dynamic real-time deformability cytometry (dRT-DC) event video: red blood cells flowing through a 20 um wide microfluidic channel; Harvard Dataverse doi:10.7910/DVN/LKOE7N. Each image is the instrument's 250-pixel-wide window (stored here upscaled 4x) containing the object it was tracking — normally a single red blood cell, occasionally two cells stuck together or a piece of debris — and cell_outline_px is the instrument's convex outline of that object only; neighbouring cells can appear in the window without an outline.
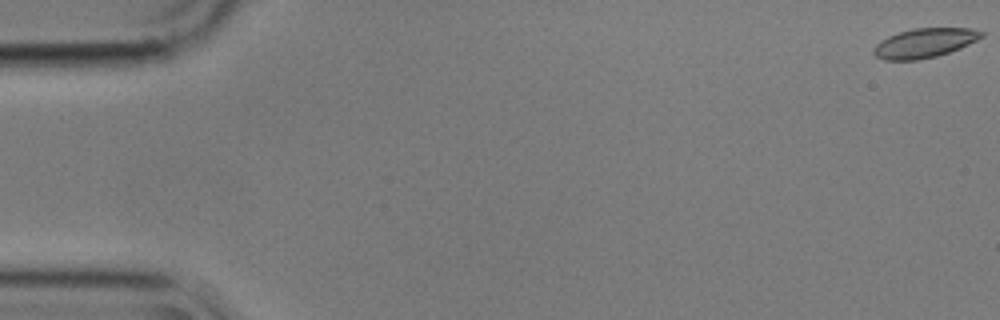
{"species": "common noctule bat (a hibernating species)", "species_latin": "Nyctalus noctula", "temperature_condition": "cold", "stored_images_in_passage": 57, "camera_frame_rate_fps": 3000, "um_per_image_px": 0.085, "animal": {"sex": "male", "body_mass_g": 17.9}, "frame": {"image": 1, "passage_image": 1, "time_ms": 0.0, "image_size_px": [1000, 320], "cell_outline_px": [[984, 36], [960, 48], [936, 56], [916, 60], [884, 60], [876, 56], [872, 52], [872, 48], [880, 40], [888, 36], [912, 28], [972, 28], [984, 32]], "centroid_in_image_um": [78.56, 3.65], "position_along_channel_um": 6.4, "area_um2": 18.44}}
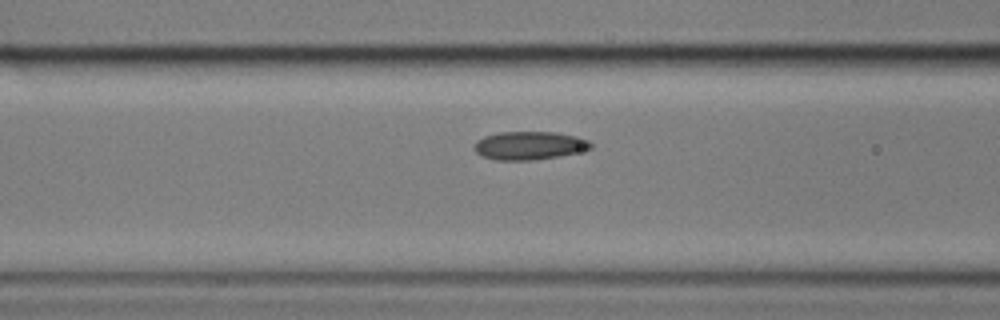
{"frame": {"image": 2, "passage_image": 23, "time_ms": 7.333, "image_size_px": [1000, 320], "cell_outline_px": [[592, 148], [560, 156], [536, 160], [496, 160], [484, 156], [476, 152], [472, 148], [476, 140], [484, 136], [500, 132], [556, 132], [576, 136], [588, 140], [592, 144]], "centroid_in_image_um": [44.97, 12.37], "position_along_channel_um": 121.6, "area_um2": 19.25}}
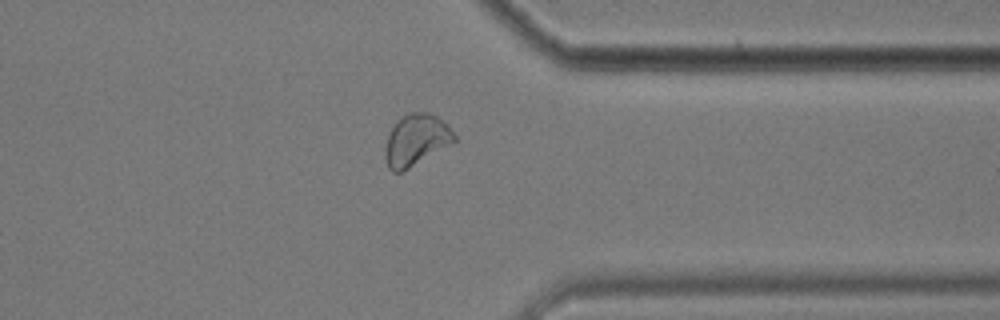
{"frame": {"image": 3, "passage_image": 45, "time_ms": 14.667, "image_size_px": [1000, 320], "cell_outline_px": [[456, 140], [408, 168], [400, 172], [392, 172], [388, 168], [384, 156], [384, 148], [388, 136], [396, 120], [408, 112], [428, 112], [436, 116], [456, 136]], "centroid_in_image_um": [35.3, 11.89], "position_along_channel_um": 376.1, "area_um2": 20.23}, "authors_computed_cell_mechanics": {"area_um2": 19.1318, "velocity_mm_per_s": 3.5405, "shape_relaxation_time_tau1_ms": 4.1262, "shape_relaxation_time_tau2_ms": 2.6008, "deformation_change_tau1": 0.0923, "deformation_change_tau2": 0.0735}}